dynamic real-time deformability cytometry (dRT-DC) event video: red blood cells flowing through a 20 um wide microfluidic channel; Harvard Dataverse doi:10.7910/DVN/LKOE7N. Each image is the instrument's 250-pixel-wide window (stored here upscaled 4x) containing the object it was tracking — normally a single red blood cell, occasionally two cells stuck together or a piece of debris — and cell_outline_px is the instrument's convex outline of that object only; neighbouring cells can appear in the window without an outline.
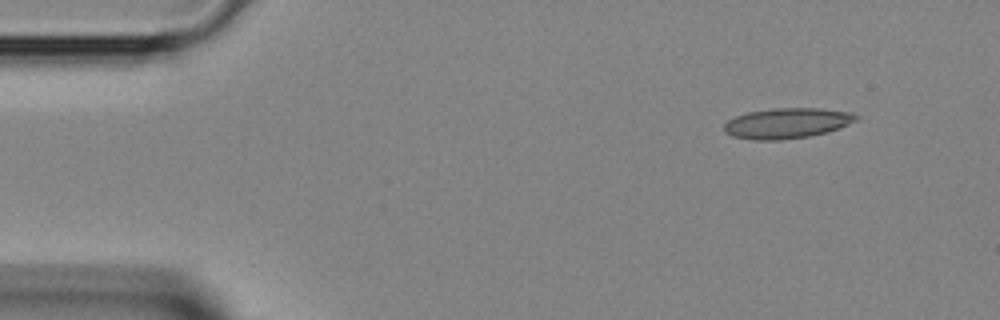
{"species": "Egyptian fruit bat (a non-hibernating species)", "species_latin": "Rousettus aegyptiacus", "temperature_condition": "room temperature", "stored_images_in_passage": 39, "camera_frame_rate_fps": 3000, "um_per_image_px": 0.085, "animal": {"sex": "female"}, "frame": {"image": 1, "passage_image": 1, "time_ms": 0.0, "image_size_px": [1000, 320], "cell_outline_px": [[860, 120], [828, 132], [808, 136], [780, 140], [752, 140], [732, 136], [724, 132], [724, 124], [728, 120], [736, 116], [748, 112], [776, 108], [820, 108], [852, 112], [860, 116]], "centroid_in_image_um": [66.93, 10.47], "position_along_channel_um": 18.1, "area_um2": 23.58}}
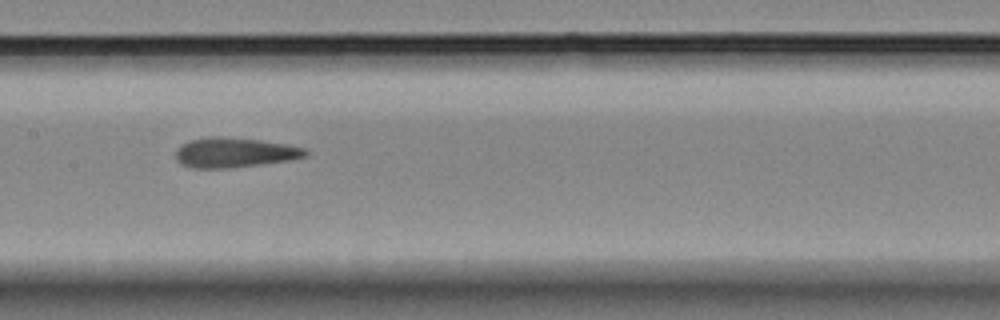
{"frame": {"image": 2, "passage_image": 17, "time_ms": 5.333, "image_size_px": [1000, 320], "cell_outline_px": [[308, 156], [288, 160], [260, 164], [228, 168], [192, 168], [180, 164], [176, 160], [176, 148], [180, 144], [188, 140], [208, 136], [220, 136], [260, 140], [288, 144], [304, 148], [308, 152]], "centroid_in_image_um": [19.88, 12.95], "position_along_channel_um": 187.5, "area_um2": 22.77}}
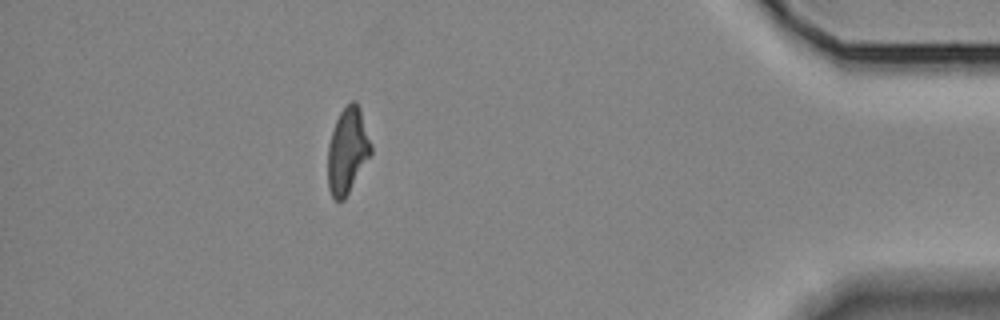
{"frame": {"image": 3, "passage_image": 34, "time_ms": 11.0, "image_size_px": [1000, 320], "cell_outline_px": [[372, 152], [344, 200], [336, 200], [332, 196], [328, 188], [328, 144], [336, 120], [340, 112], [352, 100], [356, 100], [360, 108], [372, 144]], "centroid_in_image_um": [29.54, 12.79], "position_along_channel_um": 405.7, "area_um2": 21.44}}